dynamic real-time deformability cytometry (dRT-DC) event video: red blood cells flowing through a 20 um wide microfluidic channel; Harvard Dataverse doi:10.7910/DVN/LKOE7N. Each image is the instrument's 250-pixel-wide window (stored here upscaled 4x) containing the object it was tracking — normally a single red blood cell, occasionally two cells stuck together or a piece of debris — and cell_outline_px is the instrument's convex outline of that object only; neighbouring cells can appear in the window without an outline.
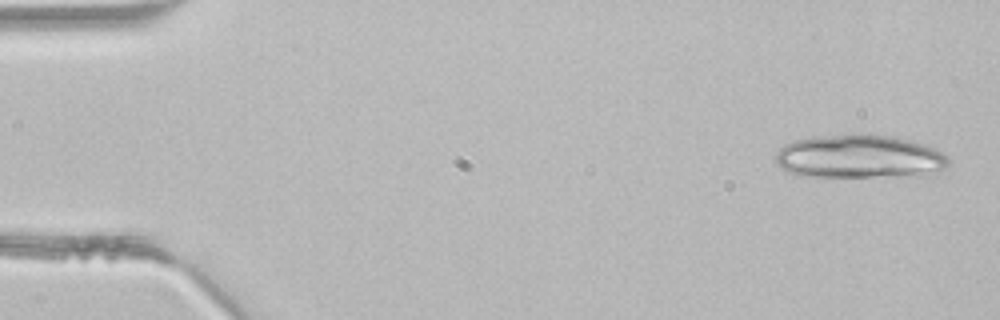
{"species": "common noctule bat (a hibernating species)", "species_latin": "Nyctalus noctula", "temperature_condition": "room temperature", "stored_images_in_passage": 3, "camera_frame_rate_fps": 3000, "um_per_image_px": 0.085, "animal": {"sex": "male", "body_mass_g": 21.5, "forearm_length_mm": 52.0}, "frame": {"image": 1, "passage_image": 1, "time_ms": 0.0, "image_size_px": [1000, 320], "cell_outline_px": [[952, 160], [944, 168], [924, 176], [800, 176], [788, 172], [780, 168], [776, 164], [776, 152], [784, 144], [796, 140], [812, 136], [848, 132], [868, 132], [892, 136], [924, 144], [948, 156]], "centroid_in_image_um": [73.03, 13.28], "position_along_channel_um": 12.0, "area_um2": 44.8}}